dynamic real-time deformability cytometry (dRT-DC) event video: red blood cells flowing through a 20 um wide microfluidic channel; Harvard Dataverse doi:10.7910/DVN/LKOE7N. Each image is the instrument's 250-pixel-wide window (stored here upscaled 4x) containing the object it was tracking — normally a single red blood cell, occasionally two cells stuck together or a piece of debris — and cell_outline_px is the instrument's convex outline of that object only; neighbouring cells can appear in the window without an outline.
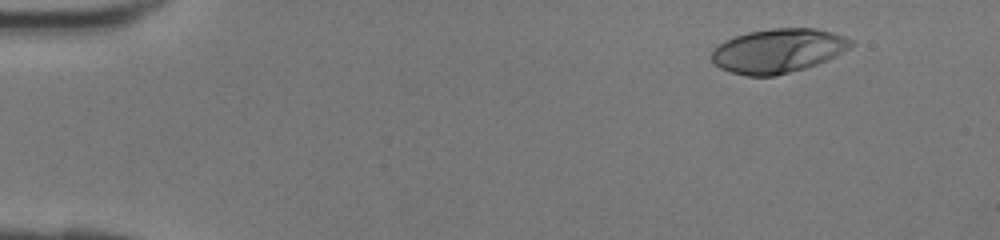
{"species": "human", "species_latin": "Homo sapiens", "temperature_condition": "room temperature", "stored_images_in_passage": 43, "camera_frame_rate_fps": 3000, "um_per_image_px": 0.085, "donor": {"sex": "female"}, "frame": {"image": 1, "passage_image": 5, "time_ms": 1.333, "image_size_px": [1000, 240], "cell_outline_px": [[856, 44], [816, 64], [804, 68], [776, 76], [748, 76], [732, 72], [720, 68], [712, 60], [712, 48], [724, 40], [748, 32], [772, 28], [816, 28], [832, 32], [856, 40]], "centroid_in_image_um": [66.12, 4.3], "position_along_channel_um": 18.9, "area_um2": 35.72}}
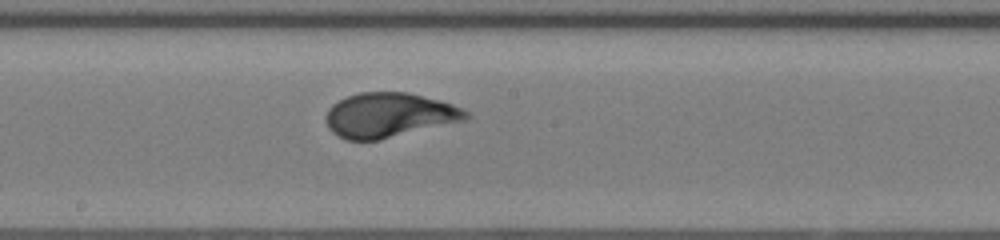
{"frame": {"image": 2, "passage_image": 24, "time_ms": 7.667, "image_size_px": [1000, 240], "cell_outline_px": [[472, 116], [468, 120], [380, 140], [348, 140], [336, 136], [328, 128], [324, 120], [324, 116], [328, 108], [332, 104], [348, 96], [360, 92], [408, 92], [440, 100], [452, 104], [468, 112]], "centroid_in_image_um": [33.07, 9.8], "position_along_channel_um": 215.1, "area_um2": 36.88}}
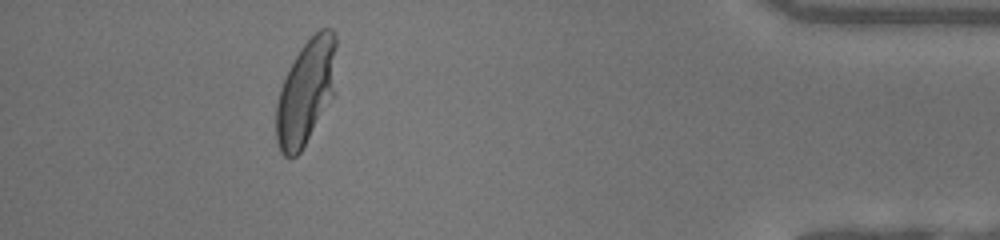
{"frame": {"image": 3, "passage_image": 39, "time_ms": 12.667, "image_size_px": [1000, 240], "cell_outline_px": [[336, 96], [300, 152], [296, 156], [284, 156], [280, 152], [276, 140], [276, 104], [280, 88], [300, 48], [320, 28], [332, 28], [336, 36]], "centroid_in_image_um": [26.05, 7.83], "position_along_channel_um": 409.1, "area_um2": 37.45}}